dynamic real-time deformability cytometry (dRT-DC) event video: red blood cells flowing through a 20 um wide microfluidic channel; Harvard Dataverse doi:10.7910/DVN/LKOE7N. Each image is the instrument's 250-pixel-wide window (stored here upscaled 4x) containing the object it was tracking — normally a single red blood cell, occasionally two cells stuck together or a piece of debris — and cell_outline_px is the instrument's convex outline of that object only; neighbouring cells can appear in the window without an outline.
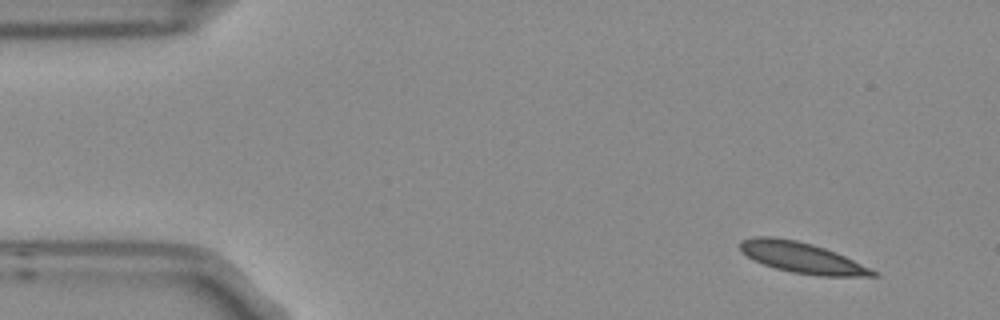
{"species": "Egyptian fruit bat (a non-hibernating species)", "species_latin": "Rousettus aegyptiacus", "temperature_condition": "room temperature", "stored_images_in_passage": 4, "camera_frame_rate_fps": 3000, "um_per_image_px": 0.085, "frame": {"image": 1, "passage_image": 4, "time_ms": 1.0, "image_size_px": [1000, 320], "cell_outline_px": [[880, 276], [820, 276], [792, 272], [776, 268], [752, 260], [740, 252], [740, 240], [752, 236], [772, 236], [796, 240], [812, 244], [836, 252], [880, 272]], "centroid_in_image_um": [68.15, 21.89], "position_along_channel_um": 16.8, "area_um2": 23.99}}